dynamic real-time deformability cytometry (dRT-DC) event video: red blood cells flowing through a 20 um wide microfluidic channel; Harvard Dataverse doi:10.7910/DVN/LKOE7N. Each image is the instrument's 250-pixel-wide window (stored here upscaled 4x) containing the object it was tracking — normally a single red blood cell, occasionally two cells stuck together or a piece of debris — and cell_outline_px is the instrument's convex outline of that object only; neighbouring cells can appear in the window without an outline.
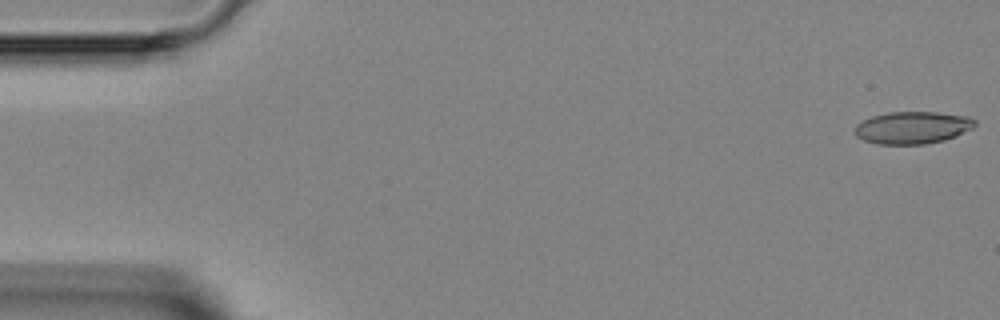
{"species": "Egyptian fruit bat (a non-hibernating species)", "species_latin": "Rousettus aegyptiacus", "temperature_condition": "room temperature", "stored_images_in_passage": 4, "camera_frame_rate_fps": 3000, "um_per_image_px": 0.085, "animal": {"sex": "female"}, "frame": {"image": 1, "passage_image": 4, "time_ms": 3.667, "image_size_px": [1000, 320], "cell_outline_px": [[976, 124], [972, 128], [956, 136], [944, 140], [924, 144], [876, 144], [864, 140], [856, 136], [856, 124], [872, 116], [888, 112], [936, 112], [968, 116], [976, 120]], "centroid_in_image_um": [77.58, 10.84], "position_along_channel_um": 7.4, "area_um2": 22.54}}